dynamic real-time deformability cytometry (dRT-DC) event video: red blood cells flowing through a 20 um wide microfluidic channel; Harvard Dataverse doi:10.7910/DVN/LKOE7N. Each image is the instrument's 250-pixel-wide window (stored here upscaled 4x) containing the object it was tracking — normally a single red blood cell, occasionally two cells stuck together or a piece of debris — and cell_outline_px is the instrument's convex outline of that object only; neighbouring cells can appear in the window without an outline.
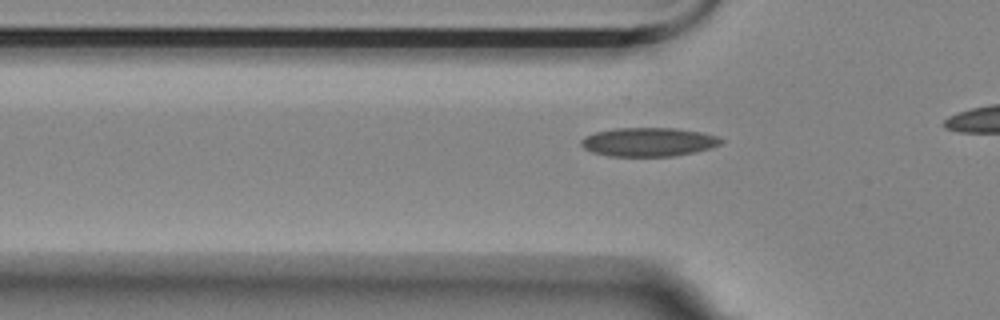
{"species": "Egyptian fruit bat (a non-hibernating species)", "species_latin": "Rousettus aegyptiacus", "temperature_condition": "room temperature", "stored_images_in_passage": 20, "camera_frame_rate_fps": 3000, "um_per_image_px": 0.085, "animal": {"sex": "female"}, "frame": {"image": 1, "passage_image": 10, "time_ms": 3.0, "image_size_px": [1000, 320], "cell_outline_px": [[724, 140], [720, 144], [712, 148], [696, 152], [676, 156], [608, 156], [592, 152], [584, 148], [580, 144], [580, 140], [584, 136], [596, 132], [616, 128], [676, 128], [700, 132], [716, 136]], "centroid_in_image_um": [55.12, 12.07], "position_along_channel_um": 70.7, "area_um2": 23.58}}
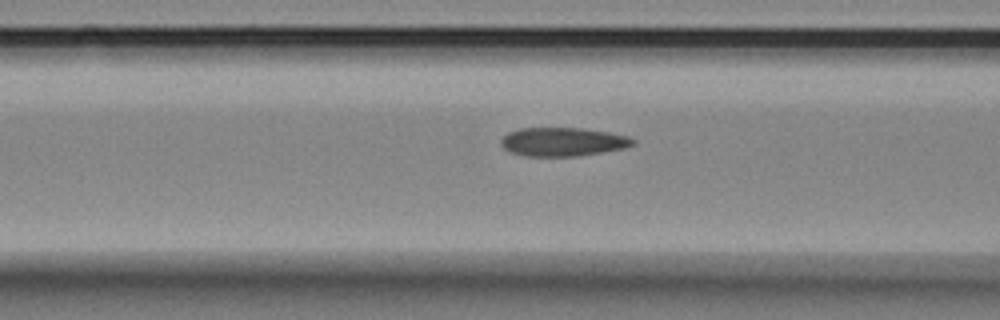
{"frame": {"image": 2, "passage_image": 14, "time_ms": 4.333, "image_size_px": [1000, 320], "cell_outline_px": [[636, 144], [624, 148], [580, 156], [528, 156], [508, 152], [500, 144], [500, 140], [508, 132], [520, 128], [584, 128], [608, 132], [628, 136], [636, 140]], "centroid_in_image_um": [47.84, 12.05], "position_along_channel_um": 118.8, "area_um2": 22.2}}
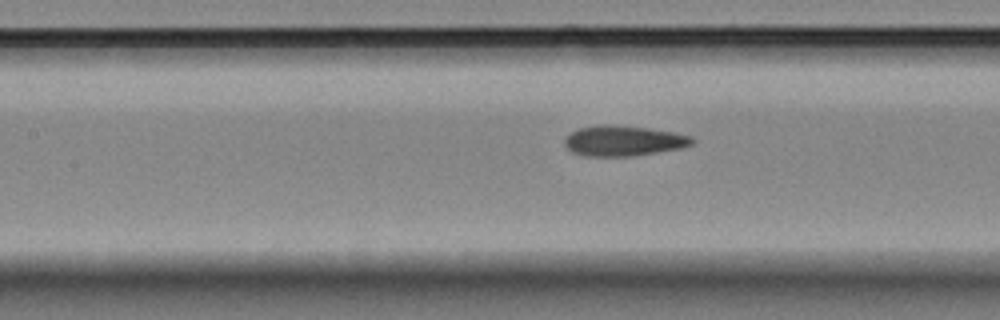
{"frame": {"image": 3, "passage_image": 17, "time_ms": 5.333, "image_size_px": [1000, 320], "cell_outline_px": [[696, 140], [692, 144], [680, 148], [632, 156], [584, 156], [572, 152], [564, 144], [564, 140], [572, 132], [580, 128], [600, 124], [608, 124], [648, 128], [676, 132], [692, 136]], "centroid_in_image_um": [53.02, 11.96], "position_along_channel_um": 154.4, "area_um2": 22.54}}